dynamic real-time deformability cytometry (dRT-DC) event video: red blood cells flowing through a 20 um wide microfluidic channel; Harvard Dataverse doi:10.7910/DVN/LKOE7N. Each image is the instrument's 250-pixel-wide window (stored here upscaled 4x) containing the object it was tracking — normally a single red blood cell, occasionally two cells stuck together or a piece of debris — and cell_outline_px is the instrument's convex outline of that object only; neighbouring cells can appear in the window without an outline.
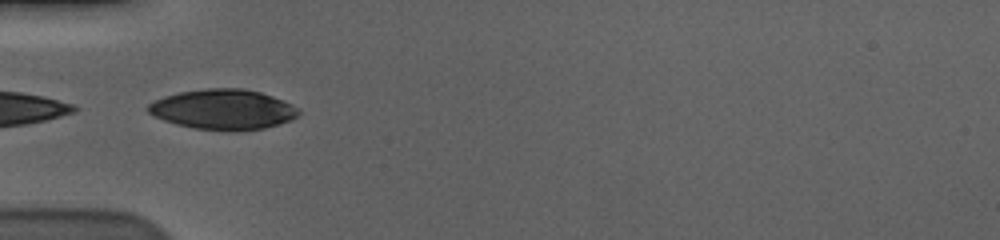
{"species": "human", "species_latin": "Homo sapiens", "temperature_condition": "cold", "stored_images_in_passage": 10, "camera_frame_rate_fps": 3000, "um_per_image_px": 0.085, "donor": {"sex": "male"}, "frame": {"image": 1, "passage_image": 1, "time_ms": 0.0, "image_size_px": [1000, 240], "cell_outline_px": [[300, 112], [292, 120], [264, 128], [232, 132], [192, 128], [176, 124], [164, 120], [148, 112], [144, 108], [148, 104], [164, 96], [180, 92], [204, 88], [244, 88], [260, 92], [272, 96], [292, 104], [300, 108]], "centroid_in_image_um": [18.97, 9.3], "position_along_channel_um": 66.0, "area_um2": 35.49}}
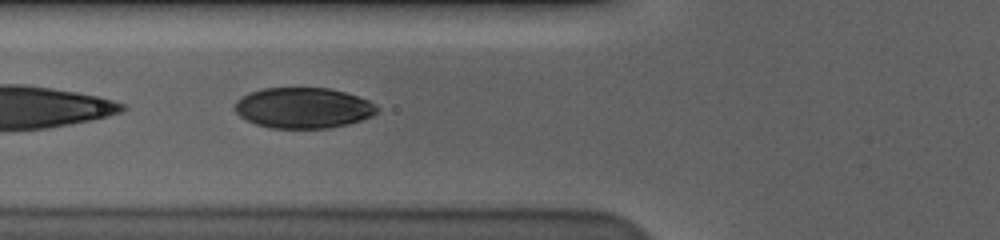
{"frame": {"image": 2, "passage_image": 4, "time_ms": 1.0, "image_size_px": [1000, 240], "cell_outline_px": [[380, 108], [372, 116], [348, 124], [328, 128], [272, 128], [256, 124], [240, 116], [232, 108], [236, 100], [252, 92], [264, 88], [328, 88], [344, 92], [368, 100], [376, 104]], "centroid_in_image_um": [25.78, 9.17], "position_along_channel_um": 100.0, "area_um2": 33.58}}